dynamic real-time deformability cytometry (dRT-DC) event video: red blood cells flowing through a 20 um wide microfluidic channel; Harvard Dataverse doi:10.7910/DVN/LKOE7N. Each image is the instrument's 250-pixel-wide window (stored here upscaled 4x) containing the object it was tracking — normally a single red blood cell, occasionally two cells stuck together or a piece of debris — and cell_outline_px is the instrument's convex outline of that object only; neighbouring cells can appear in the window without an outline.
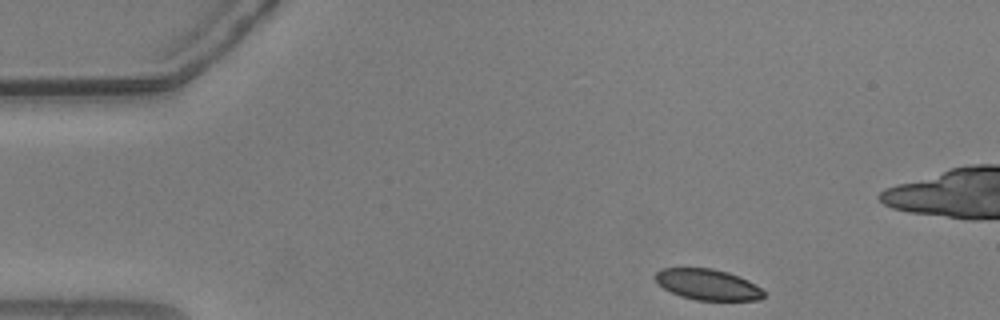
{"species": "common noctule bat (a hibernating species)", "species_latin": "Nyctalus noctula", "temperature_condition": "warm", "stored_images_in_passage": 49, "camera_frame_rate_fps": 3000, "um_per_image_px": 0.085, "animal": {"sex": "male", "body_mass_g": 20.5, "forearm_length_mm": 52.5}, "frame": {"image": 1, "passage_image": 1, "time_ms": 0.0, "image_size_px": [1000, 320], "cell_outline_px": [[764, 296], [760, 300], [696, 300], [680, 296], [664, 288], [652, 276], [660, 268], [712, 268], [728, 272], [748, 280], [760, 288], [764, 292]], "centroid_in_image_um": [60.13, 24.18], "position_along_channel_um": 24.9, "area_um2": 19.48}}
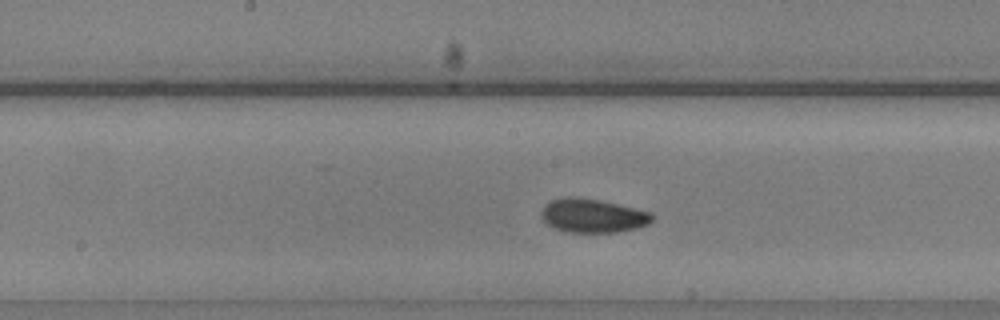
{"frame": {"image": 2, "passage_image": 21, "time_ms": 6.667, "image_size_px": [1000, 320], "cell_outline_px": [[652, 220], [648, 224], [636, 228], [616, 232], [564, 232], [552, 228], [540, 216], [540, 212], [544, 204], [552, 200], [564, 196], [580, 196], [600, 200], [652, 212]], "centroid_in_image_um": [50.32, 18.32], "position_along_channel_um": 197.9, "area_um2": 22.08}}
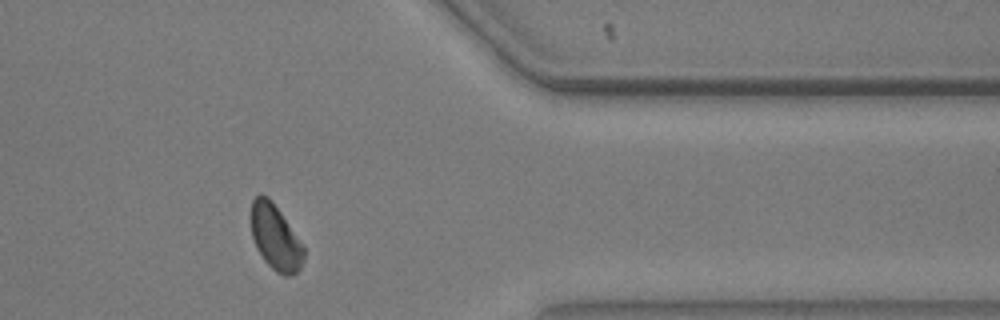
{"frame": {"image": 3, "passage_image": 38, "time_ms": 12.333, "image_size_px": [1000, 320], "cell_outline_px": [[304, 260], [300, 268], [292, 276], [284, 276], [276, 272], [264, 260], [256, 248], [252, 236], [248, 220], [248, 216], [252, 200], [260, 192], [268, 196], [272, 200], [304, 244]], "centroid_in_image_um": [23.38, 20.13], "position_along_channel_um": 388.0, "area_um2": 20.87}, "authors_computed_cell_mechanics": {"area_um2": 20.8658, "velocity_mm_per_s": 3.6588, "shape_relaxation_time_tau1_ms": 6.2446, "shape_relaxation_time_tau2_ms": 2.534, "deformation_change_tau1": 0.1073, "deformation_change_tau2": 0.0648}}